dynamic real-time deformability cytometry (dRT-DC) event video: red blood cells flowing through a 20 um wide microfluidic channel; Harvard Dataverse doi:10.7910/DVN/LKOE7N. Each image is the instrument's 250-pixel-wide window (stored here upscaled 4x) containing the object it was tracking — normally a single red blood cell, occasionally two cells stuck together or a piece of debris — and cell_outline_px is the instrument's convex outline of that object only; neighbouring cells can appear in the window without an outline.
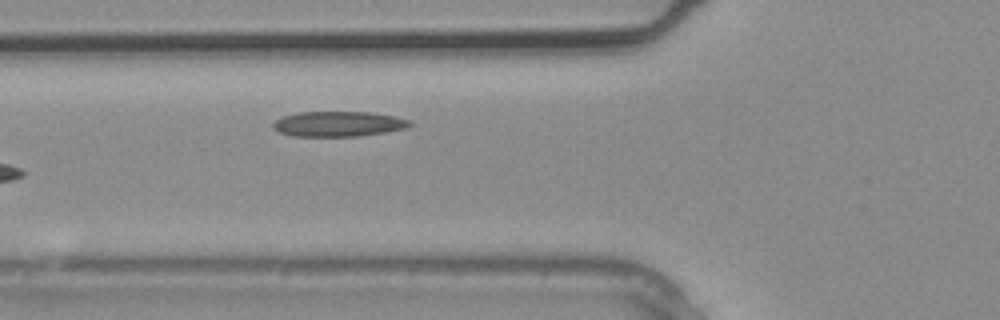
{"species": "common noctule bat (a hibernating species)", "species_latin": "Nyctalus noctula", "temperature_condition": "warm", "stored_images_in_passage": 3, "camera_frame_rate_fps": 3000, "um_per_image_px": 0.085, "animal": {"sex": "male", "body_mass_g": 20.4}, "frame": {"image": 1, "passage_image": 3, "time_ms": 0.667, "image_size_px": [1000, 320], "cell_outline_px": [[412, 124], [408, 128], [360, 136], [292, 136], [280, 132], [272, 128], [272, 124], [276, 120], [284, 116], [300, 112], [372, 112], [412, 120]], "centroid_in_image_um": [28.78, 10.53], "position_along_channel_um": 97.0, "area_um2": 20.06}}